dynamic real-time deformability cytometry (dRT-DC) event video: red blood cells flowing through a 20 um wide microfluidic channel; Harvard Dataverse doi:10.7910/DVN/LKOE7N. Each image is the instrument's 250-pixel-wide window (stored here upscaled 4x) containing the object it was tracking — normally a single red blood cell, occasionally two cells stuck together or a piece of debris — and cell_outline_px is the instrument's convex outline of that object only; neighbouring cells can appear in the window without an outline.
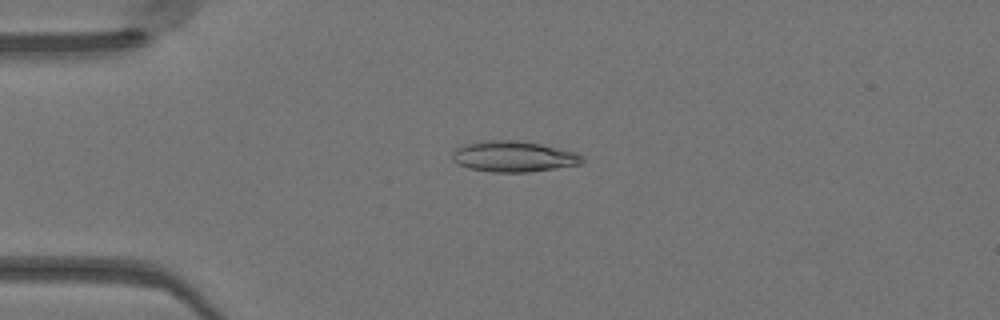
{"species": "Egyptian fruit bat (a non-hibernating species)", "species_latin": "Rousettus aegyptiacus", "temperature_condition": "warm", "stored_images_in_passage": 49, "camera_frame_rate_fps": 3000, "um_per_image_px": 0.085, "animal": {"sex": "female"}, "frame": {"image": 1, "passage_image": 12, "time_ms": 3.667, "image_size_px": [1000, 320], "cell_outline_px": [[584, 160], [580, 164], [556, 168], [528, 172], [492, 172], [468, 168], [456, 164], [452, 160], [452, 152], [456, 148], [464, 144], [484, 140], [520, 140], [540, 144], [576, 152], [584, 156]], "centroid_in_image_um": [43.62, 13.3], "position_along_channel_um": 41.4, "area_um2": 23.52}}
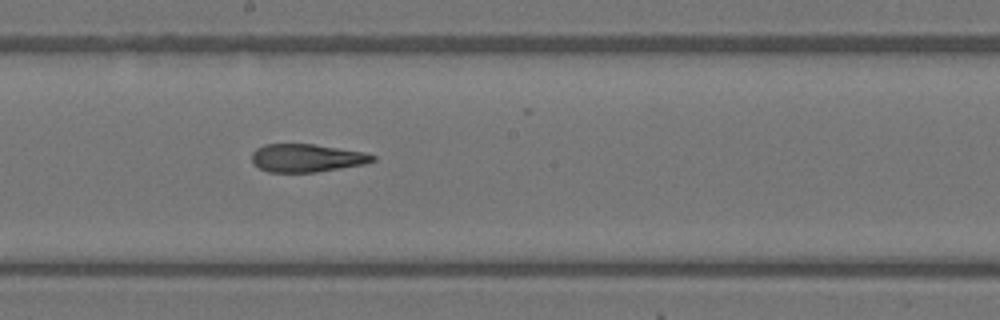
{"frame": {"image": 2, "passage_image": 27, "time_ms": 8.667, "image_size_px": [1000, 320], "cell_outline_px": [[376, 160], [364, 164], [316, 172], [268, 172], [252, 164], [252, 152], [256, 148], [264, 144], [312, 144], [364, 152], [376, 156]], "centroid_in_image_um": [26.04, 13.43], "position_along_channel_um": 222.2, "area_um2": 19.71}}
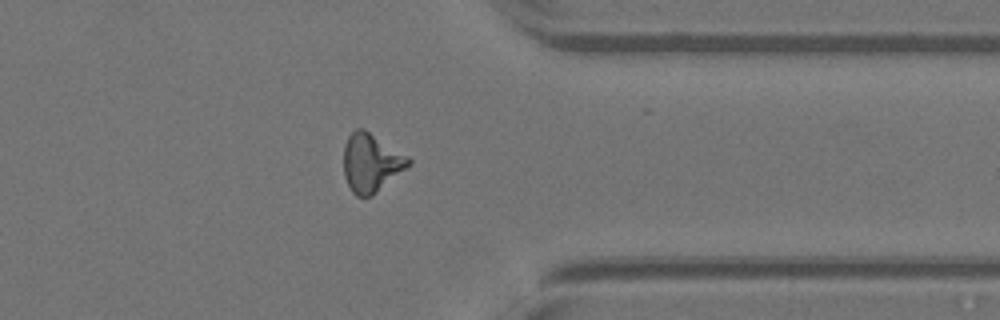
{"frame": {"image": 3, "passage_image": 39, "time_ms": 12.667, "image_size_px": [1000, 320], "cell_outline_px": [[412, 164], [372, 196], [356, 196], [352, 192], [344, 176], [344, 144], [348, 136], [356, 128], [364, 128], [408, 156], [412, 160]], "centroid_in_image_um": [31.55, 13.83], "position_along_channel_um": 379.9, "area_um2": 22.14}, "authors_computed_cell_mechanics": {"area_um2": 21.097, "velocity_mm_per_s": 4.1488, "shape_relaxation_time_tau1_ms": null, "shape_relaxation_time_tau2_ms": 2.3538, "deformation_change_tau1": null, "deformation_change_tau2": 0.1137}}